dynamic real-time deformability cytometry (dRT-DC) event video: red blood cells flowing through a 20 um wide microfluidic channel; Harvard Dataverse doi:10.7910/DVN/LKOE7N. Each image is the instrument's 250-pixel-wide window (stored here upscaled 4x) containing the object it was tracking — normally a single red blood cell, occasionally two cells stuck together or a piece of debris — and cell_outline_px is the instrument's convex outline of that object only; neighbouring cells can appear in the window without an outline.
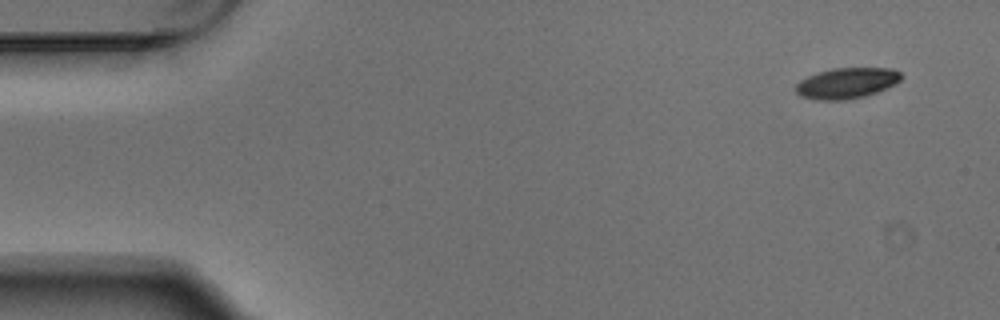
{"species": "Egyptian fruit bat (a non-hibernating species)", "species_latin": "Rousettus aegyptiacus", "temperature_condition": "warm", "stored_images_in_passage": 9, "camera_frame_rate_fps": 3000, "um_per_image_px": 0.085, "animal": {"sex": "male"}, "frame": {"image": 1, "passage_image": 1, "time_ms": 0.0, "image_size_px": [1000, 320], "cell_outline_px": [[904, 76], [900, 80], [876, 92], [864, 96], [844, 100], [816, 100], [800, 96], [796, 92], [796, 84], [800, 80], [816, 72], [832, 68], [892, 68], [900, 72]], "centroid_in_image_um": [71.94, 7.06], "position_along_channel_um": 13.1, "area_um2": 18.84}}
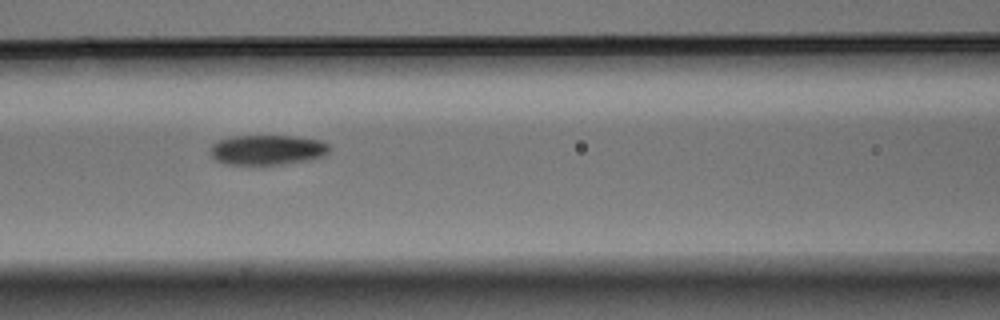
{"frame": {"image": 2, "passage_image": 6, "time_ms": 1.667, "image_size_px": [1000, 320], "cell_outline_px": [[332, 148], [324, 156], [312, 160], [284, 164], [228, 164], [216, 160], [208, 152], [208, 148], [212, 144], [220, 140], [232, 136], [296, 136], [320, 140], [328, 144]], "centroid_in_image_um": [22.75, 12.74], "position_along_channel_um": 143.9, "area_um2": 21.04}}
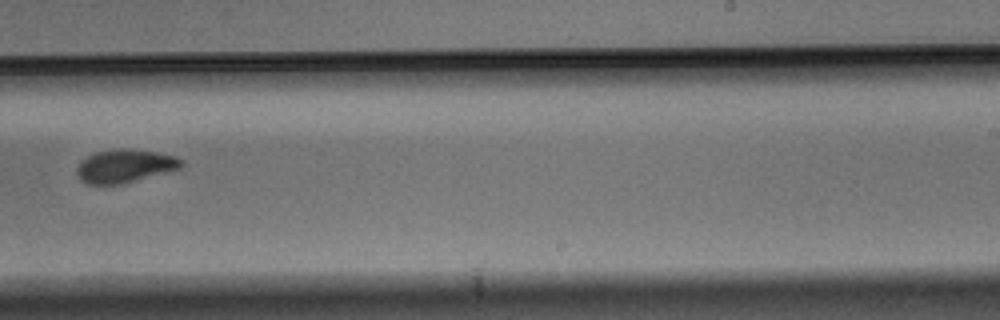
{"frame": {"image": 3, "passage_image": 9, "time_ms": 2.667, "image_size_px": [1000, 320], "cell_outline_px": [[184, 164], [180, 168], [120, 184], [88, 184], [80, 180], [76, 172], [76, 168], [80, 160], [96, 152], [120, 148], [128, 148], [156, 152], [176, 156], [184, 160]], "centroid_in_image_um": [10.59, 14.09], "position_along_channel_um": 278.4, "area_um2": 20.17}}